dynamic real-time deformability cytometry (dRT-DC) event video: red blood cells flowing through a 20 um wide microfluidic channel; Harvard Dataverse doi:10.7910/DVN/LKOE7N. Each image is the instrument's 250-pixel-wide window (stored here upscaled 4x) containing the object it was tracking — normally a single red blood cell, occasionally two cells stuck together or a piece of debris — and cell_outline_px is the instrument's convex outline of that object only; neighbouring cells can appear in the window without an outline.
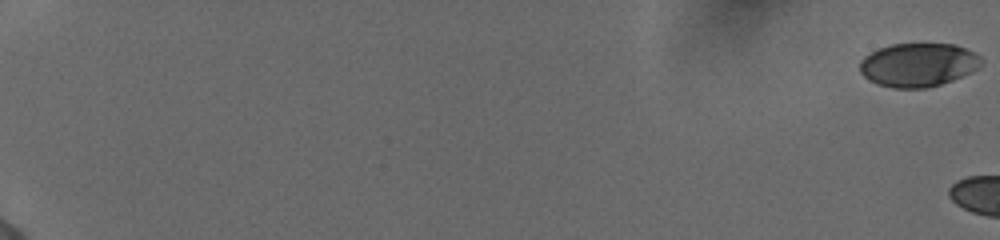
{"species": "human", "species_latin": "Homo sapiens", "temperature_condition": "cold", "stored_images_in_passage": 6, "camera_frame_rate_fps": 3000, "um_per_image_px": 0.085, "donor": {"sex": "female"}, "frame": {"image": 1, "passage_image": 1, "time_ms": 0.0, "image_size_px": [1000, 240], "cell_outline_px": [[984, 60], [972, 72], [952, 80], [940, 84], [924, 88], [892, 88], [876, 84], [868, 80], [860, 72], [860, 60], [864, 56], [880, 48], [892, 44], [956, 44], [980, 56]], "centroid_in_image_um": [78.02, 5.52], "position_along_channel_um": 7.0, "area_um2": 30.81}}